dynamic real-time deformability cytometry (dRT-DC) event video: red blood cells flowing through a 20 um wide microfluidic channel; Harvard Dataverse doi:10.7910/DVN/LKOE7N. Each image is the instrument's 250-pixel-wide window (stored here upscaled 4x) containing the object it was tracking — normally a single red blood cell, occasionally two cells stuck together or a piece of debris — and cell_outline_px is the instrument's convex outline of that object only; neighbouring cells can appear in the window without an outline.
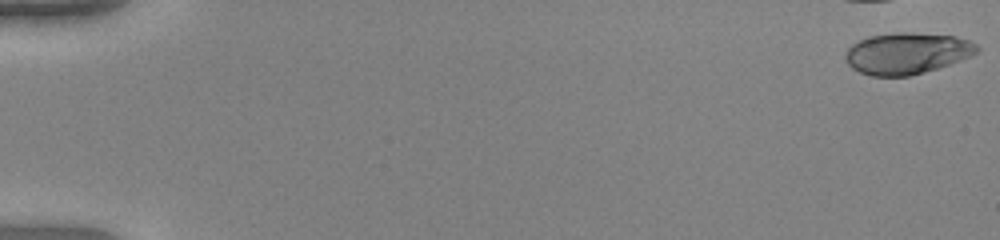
{"species": "human", "species_latin": "Homo sapiens", "temperature_condition": "warm", "stored_images_in_passage": 9, "camera_frame_rate_fps": 3000, "um_per_image_px": 0.085, "donor": {"sex": "female"}, "frame": {"image": 1, "passage_image": 1, "time_ms": 0.0, "image_size_px": [1000, 240], "cell_outline_px": [[980, 48], [976, 52], [960, 60], [936, 68], [908, 76], [872, 76], [860, 72], [852, 68], [848, 64], [844, 56], [848, 48], [852, 44], [868, 36], [900, 32], [908, 32], [952, 36], [968, 40], [976, 44]], "centroid_in_image_um": [77.04, 4.53], "position_along_channel_um": 8.0, "area_um2": 31.33}}